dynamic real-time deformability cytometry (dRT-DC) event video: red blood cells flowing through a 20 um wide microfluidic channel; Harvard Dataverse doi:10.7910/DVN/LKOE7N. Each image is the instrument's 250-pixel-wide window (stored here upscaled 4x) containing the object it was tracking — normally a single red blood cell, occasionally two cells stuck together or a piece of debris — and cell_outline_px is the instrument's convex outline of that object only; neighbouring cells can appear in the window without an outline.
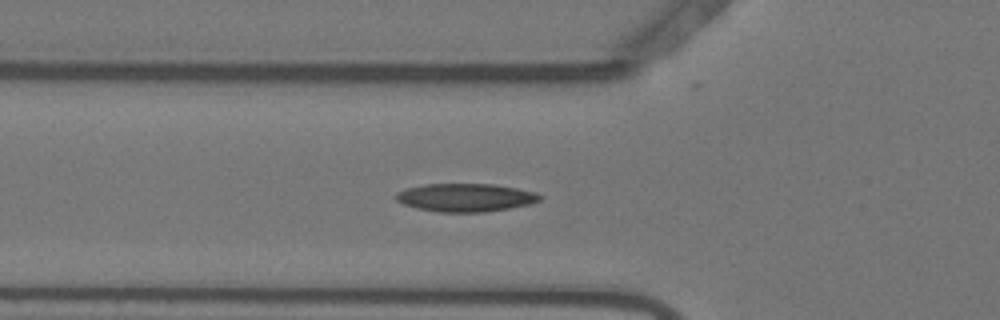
{"species": "Egyptian fruit bat (a non-hibernating species)", "species_latin": "Rousettus aegyptiacus", "temperature_condition": "warm", "stored_images_in_passage": 51, "camera_frame_rate_fps": 3000, "um_per_image_px": 0.085, "animal": {"sex": "female"}, "frame": {"image": 1, "passage_image": 19, "time_ms": 6.0, "image_size_px": [1000, 320], "cell_outline_px": [[544, 196], [540, 200], [532, 204], [484, 212], [440, 212], [416, 208], [404, 204], [396, 200], [396, 192], [404, 188], [424, 184], [492, 184], [516, 188], [536, 192]], "centroid_in_image_um": [39.57, 16.79], "position_along_channel_um": 86.2, "area_um2": 23.7}}
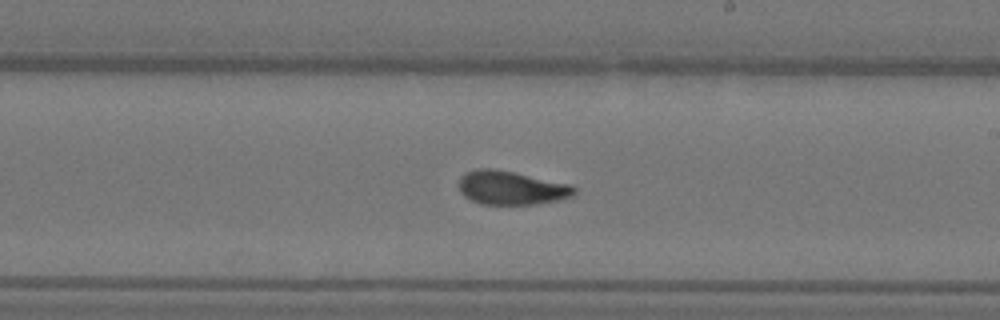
{"frame": {"image": 2, "passage_image": 32, "time_ms": 10.333, "image_size_px": [1000, 320], "cell_outline_px": [[576, 192], [572, 196], [560, 200], [536, 204], [480, 204], [464, 196], [460, 192], [460, 176], [468, 172], [480, 168], [492, 168], [572, 184], [576, 188]], "centroid_in_image_um": [43.49, 15.97], "position_along_channel_um": 245.5, "area_um2": 22.6}}
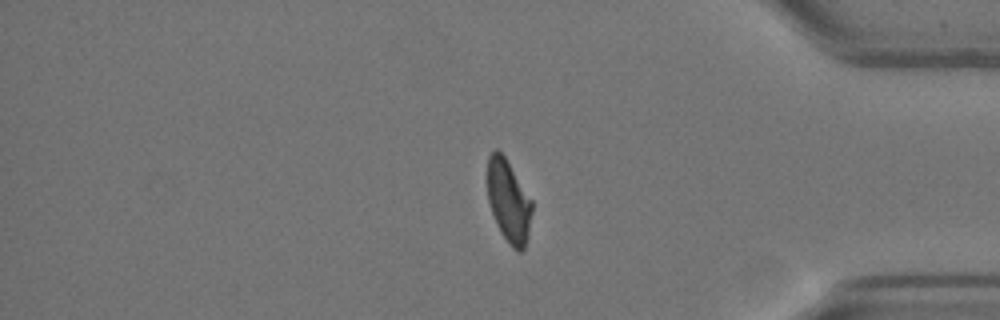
{"frame": {"image": 3, "passage_image": 46, "time_ms": 15.0, "image_size_px": [1000, 320], "cell_outline_px": [[532, 212], [528, 236], [524, 248], [520, 252], [516, 252], [512, 248], [500, 232], [496, 224], [488, 200], [488, 156], [496, 148], [504, 156], [532, 200]], "centroid_in_image_um": [43.24, 17.14], "position_along_channel_um": 392.0, "area_um2": 21.27}}